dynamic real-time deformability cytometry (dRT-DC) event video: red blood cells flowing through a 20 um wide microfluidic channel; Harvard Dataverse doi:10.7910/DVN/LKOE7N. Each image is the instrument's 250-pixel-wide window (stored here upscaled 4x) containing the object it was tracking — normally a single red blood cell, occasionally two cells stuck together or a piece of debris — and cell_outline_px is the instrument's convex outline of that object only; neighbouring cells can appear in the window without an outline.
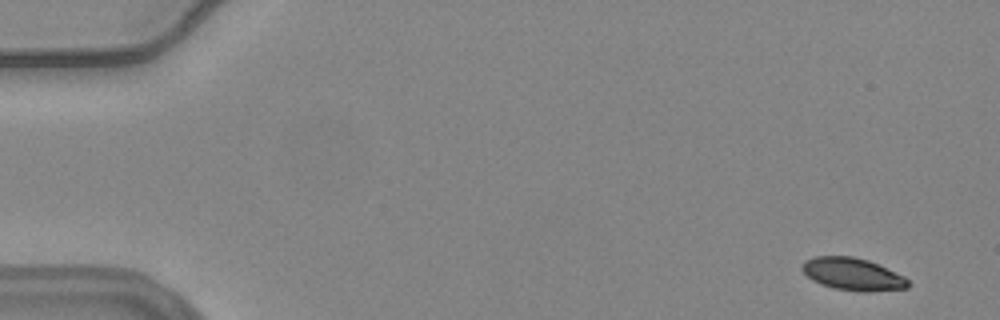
{"species": "common noctule bat (a hibernating species)", "species_latin": "Nyctalus noctula", "temperature_condition": "warm", "stored_images_in_passage": 58, "segment_of_instrument_passage": [1, 2], "camera_frame_rate_fps": 3000, "um_per_image_px": 0.085, "animal": {"sex": "female", "body_mass_g": 24.6, "forearm_length_mm": 56.2}, "frame": {"image": 1, "passage_image": 4, "time_ms": 1.0, "image_size_px": [1000, 320], "cell_outline_px": [[908, 288], [868, 292], [864, 292], [836, 288], [820, 284], [812, 280], [800, 268], [804, 260], [816, 256], [852, 256], [868, 260], [904, 276], [908, 280]], "centroid_in_image_um": [72.46, 23.3], "position_along_channel_um": 12.5, "area_um2": 19.88}}
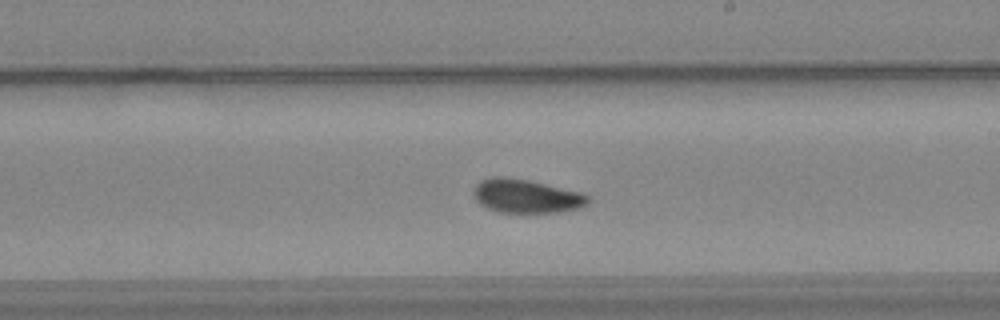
{"frame": {"image": 2, "passage_image": 34, "time_ms": 11.0, "image_size_px": [1000, 320], "cell_outline_px": [[592, 200], [588, 204], [580, 208], [560, 212], [496, 212], [480, 204], [476, 200], [472, 192], [472, 188], [480, 180], [492, 176], [504, 176], [528, 180], [584, 192]], "centroid_in_image_um": [44.74, 16.66], "position_along_channel_um": 244.3, "area_um2": 22.89}}
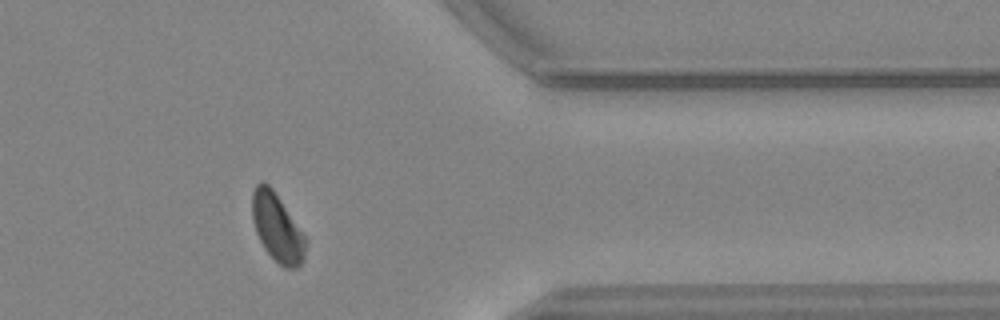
{"frame": {"image": 3, "passage_image": 47, "time_ms": 15.333, "image_size_px": [1000, 320], "cell_outline_px": [[308, 240], [304, 256], [300, 264], [296, 268], [284, 268], [264, 248], [256, 232], [252, 220], [252, 192], [256, 184], [260, 180], [264, 180], [272, 188]], "centroid_in_image_um": [23.55, 19.32], "position_along_channel_um": 387.9, "area_um2": 21.1}}